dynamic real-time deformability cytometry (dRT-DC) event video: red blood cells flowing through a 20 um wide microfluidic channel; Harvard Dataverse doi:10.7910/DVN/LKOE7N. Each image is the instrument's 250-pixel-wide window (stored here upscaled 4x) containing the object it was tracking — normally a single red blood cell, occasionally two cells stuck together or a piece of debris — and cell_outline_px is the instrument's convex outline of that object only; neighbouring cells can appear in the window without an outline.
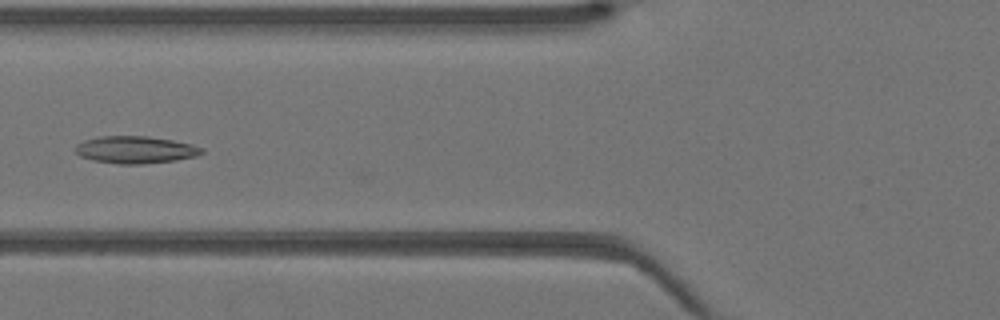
{"species": "Egyptian fruit bat (a non-hibernating species)", "species_latin": "Rousettus aegyptiacus", "temperature_condition": "warm", "stored_images_in_passage": 34, "camera_frame_rate_fps": 3000, "um_per_image_px": 0.085, "animal": {"sex": "female"}, "frame": {"image": 1, "passage_image": 8, "time_ms": 2.333, "image_size_px": [1000, 320], "cell_outline_px": [[204, 152], [196, 156], [176, 160], [140, 164], [120, 164], [92, 160], [80, 156], [76, 152], [76, 144], [84, 140], [100, 136], [148, 136], [172, 140], [192, 144], [204, 148]], "centroid_in_image_um": [11.52, 12.72], "position_along_channel_um": 114.3, "area_um2": 20.06}}
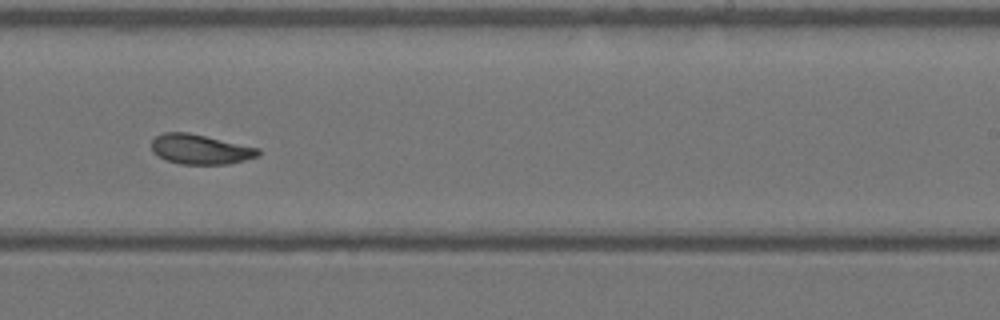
{"frame": {"image": 2, "passage_image": 18, "time_ms": 5.667, "image_size_px": [1000, 320], "cell_outline_px": [[260, 156], [228, 164], [180, 164], [168, 160], [152, 152], [152, 140], [156, 136], [164, 132], [188, 132], [260, 148]], "centroid_in_image_um": [17.05, 12.68], "position_along_channel_um": 272.0, "area_um2": 18.5}}
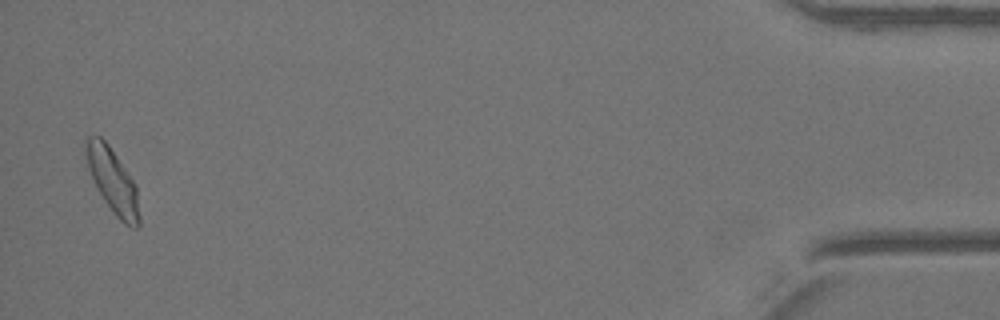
{"frame": {"image": 3, "passage_image": 33, "time_ms": 10.667, "image_size_px": [1000, 320], "cell_outline_px": [[140, 224], [136, 228], [132, 228], [124, 224], [116, 216], [104, 200], [88, 168], [84, 148], [84, 144], [88, 136], [100, 136], [108, 144], [136, 184], [140, 216]], "centroid_in_image_um": [9.6, 15.38], "position_along_channel_um": 425.6, "area_um2": 19.88}}